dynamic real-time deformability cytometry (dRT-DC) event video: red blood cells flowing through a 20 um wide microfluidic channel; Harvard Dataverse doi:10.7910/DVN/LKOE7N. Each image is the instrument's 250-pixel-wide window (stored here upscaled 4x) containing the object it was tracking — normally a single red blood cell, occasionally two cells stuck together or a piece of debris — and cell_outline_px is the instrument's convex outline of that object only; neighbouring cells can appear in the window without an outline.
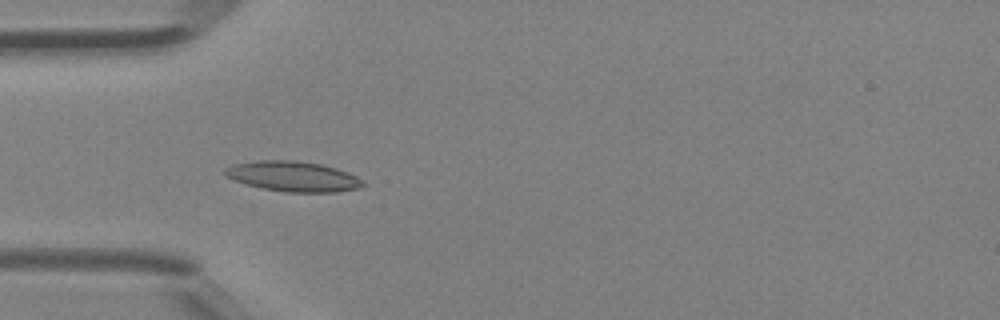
{"species": "Egyptian fruit bat (a non-hibernating species)", "species_latin": "Rousettus aegyptiacus", "temperature_condition": "room temperature", "stored_images_in_passage": 5, "camera_frame_rate_fps": 3000, "um_per_image_px": 0.085, "animal": {"sex": "female"}, "frame": {"image": 1, "passage_image": 4, "time_ms": 1.0, "image_size_px": [1000, 320], "cell_outline_px": [[368, 184], [360, 188], [336, 192], [288, 192], [264, 188], [248, 184], [224, 176], [224, 168], [232, 164], [256, 160], [296, 160], [320, 164], [336, 168], [348, 172], [364, 180]], "centroid_in_image_um": [24.95, 14.98], "position_along_channel_um": 60.1, "area_um2": 24.39}}
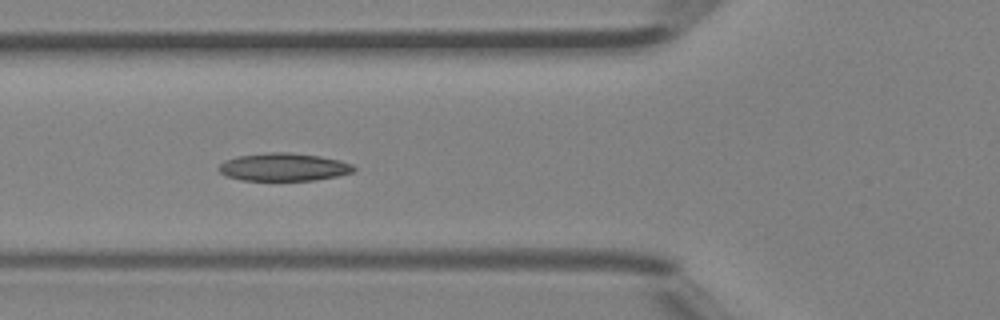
{"frame": {"image": 2, "passage_image": 5, "time_ms": 1.333, "image_size_px": [1000, 320], "cell_outline_px": [[356, 168], [352, 172], [336, 176], [312, 180], [240, 180], [224, 176], [216, 168], [224, 160], [236, 156], [268, 152], [292, 152], [320, 156], [340, 160], [352, 164]], "centroid_in_image_um": [24.05, 14.19], "position_along_channel_um": 101.7, "area_um2": 22.08}}